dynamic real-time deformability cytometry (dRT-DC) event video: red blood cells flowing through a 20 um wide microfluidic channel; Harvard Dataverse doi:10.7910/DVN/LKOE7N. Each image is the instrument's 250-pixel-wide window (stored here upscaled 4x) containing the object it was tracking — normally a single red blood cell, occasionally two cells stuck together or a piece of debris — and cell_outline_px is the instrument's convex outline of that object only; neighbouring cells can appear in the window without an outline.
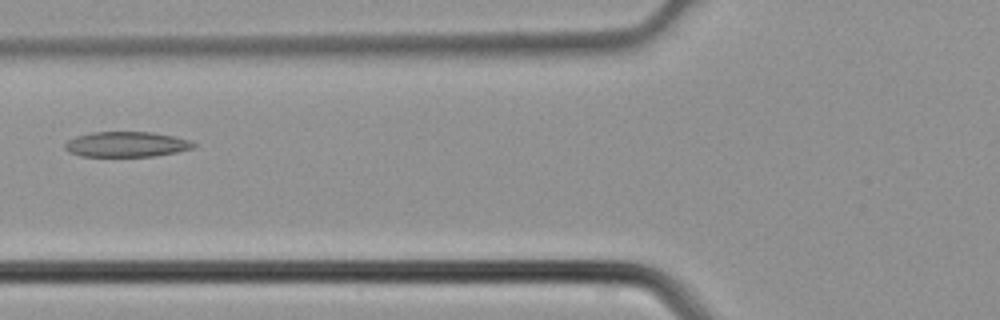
{"species": "common noctule bat (a hibernating species)", "species_latin": "Nyctalus noctula", "temperature_condition": "cold", "stored_images_in_passage": 2, "camera_frame_rate_fps": 3000, "um_per_image_px": 0.085, "animal": {"sex": "male", "body_mass_g": 21.5, "forearm_length_mm": 52.0}, "frame": {"image": 1, "passage_image": 2, "time_ms": 0.333, "image_size_px": [1000, 320], "cell_outline_px": [[196, 144], [192, 148], [176, 152], [152, 156], [80, 156], [68, 152], [64, 148], [64, 144], [68, 140], [76, 136], [92, 132], [152, 132], [172, 136], [188, 140]], "centroid_in_image_um": [10.69, 12.27], "position_along_channel_um": 115.1, "area_um2": 18.79}}